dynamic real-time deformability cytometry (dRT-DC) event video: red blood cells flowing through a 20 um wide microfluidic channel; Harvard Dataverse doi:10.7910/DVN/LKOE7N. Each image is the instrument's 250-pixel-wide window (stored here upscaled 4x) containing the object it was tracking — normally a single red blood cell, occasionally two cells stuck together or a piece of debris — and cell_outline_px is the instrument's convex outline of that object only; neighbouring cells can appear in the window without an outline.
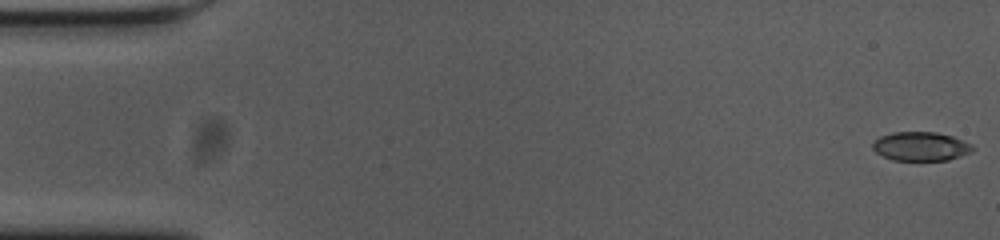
{"species": "common noctule bat (a hibernating species)", "species_latin": "Nyctalus noctula", "temperature_condition": "cold", "stored_images_in_passage": 56, "camera_frame_rate_fps": 3000, "um_per_image_px": 0.085, "animal": {"sex": "female", "body_mass_g": 23.0, "forearm_length_mm": 53.4}, "frame": {"image": 1, "passage_image": 1, "time_ms": 0.0, "image_size_px": [1000, 240], "cell_outline_px": [[976, 148], [972, 152], [948, 160], [892, 160], [876, 152], [872, 148], [872, 144], [880, 136], [892, 132], [936, 132], [952, 136], [972, 144]], "centroid_in_image_um": [78.29, 12.44], "position_along_channel_um": 6.7, "area_um2": 16.88}}
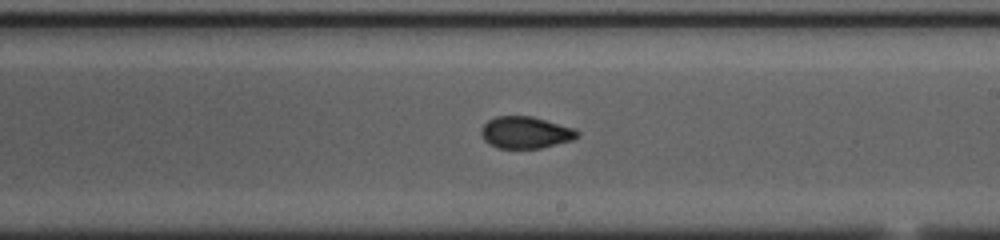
{"frame": {"image": 2, "passage_image": 32, "time_ms": 10.333, "image_size_px": [1000, 240], "cell_outline_px": [[580, 136], [572, 140], [540, 148], [496, 148], [488, 144], [484, 140], [480, 132], [480, 128], [488, 120], [496, 116], [532, 116], [576, 128], [580, 132]], "centroid_in_image_um": [44.67, 11.26], "position_along_channel_um": 244.3, "area_um2": 18.09}}
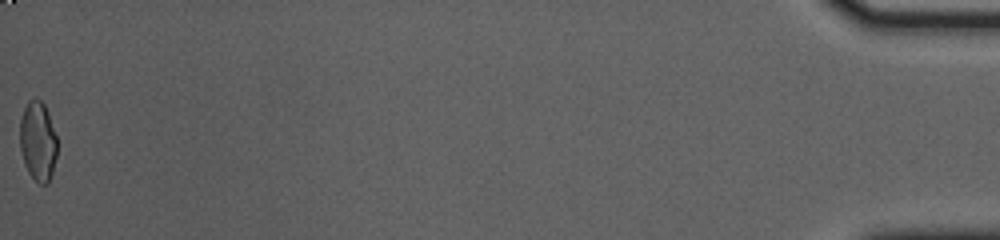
{"frame": {"image": 3, "passage_image": 56, "time_ms": 18.333, "image_size_px": [1000, 240], "cell_outline_px": [[56, 156], [52, 172], [48, 184], [40, 184], [28, 172], [24, 164], [20, 148], [20, 120], [24, 108], [28, 100], [36, 96], [44, 104], [48, 112], [56, 136]], "centroid_in_image_um": [3.21, 11.97], "position_along_channel_um": 432.0, "area_um2": 17.28}, "authors_computed_cell_mechanics": {"area_um2": 17.8602, "velocity_mm_per_s": 3.6557, "shape_relaxation_time_tau1_ms": null, "shape_relaxation_time_tau2_ms": 1.577, "deformation_change_tau1": null, "deformation_change_tau2": 0.0639}}